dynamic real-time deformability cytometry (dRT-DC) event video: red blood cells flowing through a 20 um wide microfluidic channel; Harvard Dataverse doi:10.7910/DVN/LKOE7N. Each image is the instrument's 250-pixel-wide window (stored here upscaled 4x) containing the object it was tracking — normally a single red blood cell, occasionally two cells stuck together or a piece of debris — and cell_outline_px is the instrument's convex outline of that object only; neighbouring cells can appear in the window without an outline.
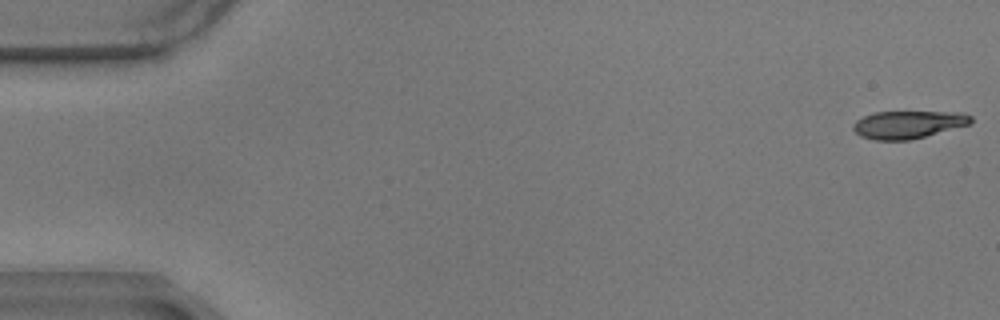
{"species": "common noctule bat (a hibernating species)", "species_latin": "Nyctalus noctula", "temperature_condition": "warm", "stored_images_in_passage": 12, "camera_frame_rate_fps": 3000, "um_per_image_px": 0.085, "animal": {"sex": "male", "body_mass_g": 17.9}, "frame": {"image": 1, "passage_image": 1, "time_ms": 0.0, "image_size_px": [1000, 320], "cell_outline_px": [[972, 124], [908, 140], [876, 140], [860, 136], [852, 128], [852, 124], [856, 120], [864, 116], [876, 112], [964, 112], [972, 116]], "centroid_in_image_um": [77.21, 10.58], "position_along_channel_um": 7.8, "area_um2": 18.96}}